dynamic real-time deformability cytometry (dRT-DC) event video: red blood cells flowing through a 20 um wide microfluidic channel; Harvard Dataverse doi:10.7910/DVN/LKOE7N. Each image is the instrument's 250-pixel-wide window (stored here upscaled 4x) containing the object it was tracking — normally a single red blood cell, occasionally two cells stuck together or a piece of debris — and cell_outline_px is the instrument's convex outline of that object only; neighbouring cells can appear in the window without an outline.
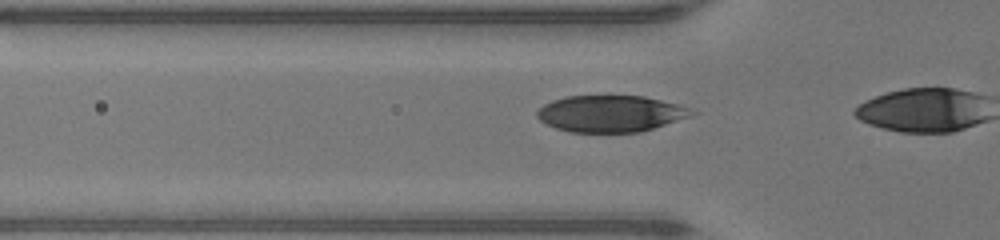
{"species": "human", "species_latin": "Homo sapiens", "temperature_condition": "warm", "stored_images_in_passage": 6, "camera_frame_rate_fps": 3000, "um_per_image_px": 0.085, "donor": {"sex": "male"}, "frame": {"image": 1, "passage_image": 4, "time_ms": 1.0, "image_size_px": [1000, 240], "cell_outline_px": [[700, 112], [692, 116], [640, 132], [572, 132], [556, 128], [540, 120], [536, 116], [536, 112], [544, 104], [552, 100], [564, 96], [644, 96], [680, 104]], "centroid_in_image_um": [51.94, 9.65], "position_along_channel_um": 73.9, "area_um2": 33.06}}